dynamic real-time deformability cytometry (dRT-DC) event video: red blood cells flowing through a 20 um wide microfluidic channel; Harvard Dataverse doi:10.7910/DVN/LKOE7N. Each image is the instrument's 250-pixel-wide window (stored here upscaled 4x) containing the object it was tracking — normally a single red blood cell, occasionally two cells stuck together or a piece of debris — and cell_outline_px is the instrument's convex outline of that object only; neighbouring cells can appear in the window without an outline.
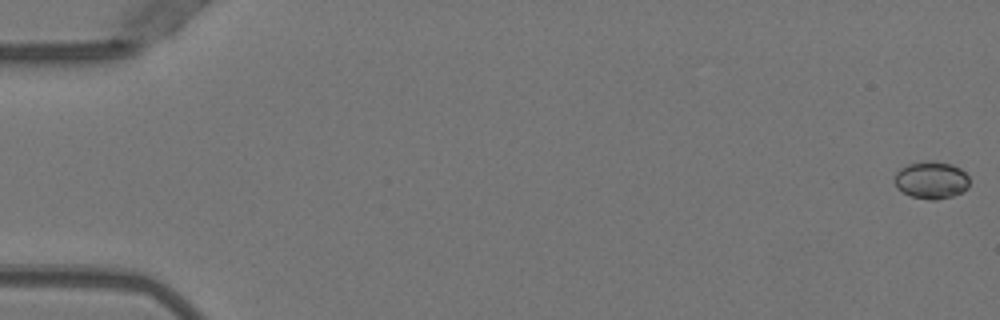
{"species": "Egyptian fruit bat (a non-hibernating species)", "species_latin": "Rousettus aegyptiacus", "temperature_condition": "warm", "stored_images_in_passage": 15, "camera_frame_rate_fps": 3000, "um_per_image_px": 0.085, "animal": {"sex": "female"}, "frame": {"image": 1, "passage_image": 1, "time_ms": 0.0, "image_size_px": [1000, 320], "cell_outline_px": [[968, 188], [952, 196], [936, 200], [932, 200], [912, 196], [896, 188], [896, 172], [900, 168], [908, 164], [924, 160], [936, 160], [952, 164], [960, 168], [968, 176]], "centroid_in_image_um": [79.17, 15.28], "position_along_channel_um": 5.8, "area_um2": 16.3}}
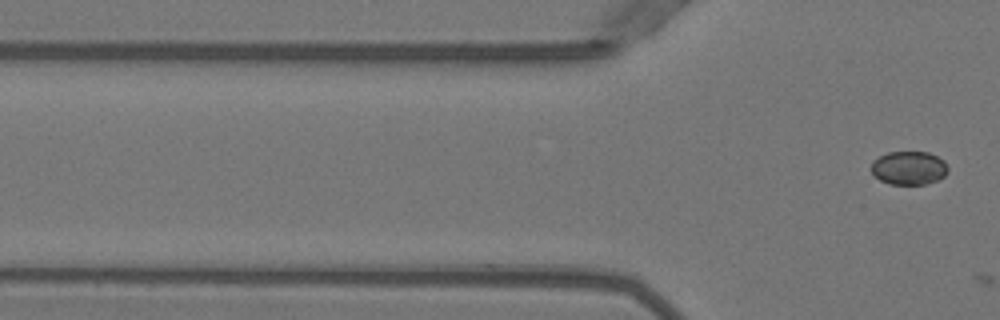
{"frame": {"image": 2, "passage_image": 15, "time_ms": 4.667, "image_size_px": [1000, 320], "cell_outline_px": [[948, 172], [944, 176], [936, 180], [924, 184], [888, 184], [880, 180], [868, 168], [872, 160], [888, 152], [928, 152], [944, 160], [948, 168]], "centroid_in_image_um": [77.22, 14.27], "position_along_channel_um": 48.6, "area_um2": 15.09}}